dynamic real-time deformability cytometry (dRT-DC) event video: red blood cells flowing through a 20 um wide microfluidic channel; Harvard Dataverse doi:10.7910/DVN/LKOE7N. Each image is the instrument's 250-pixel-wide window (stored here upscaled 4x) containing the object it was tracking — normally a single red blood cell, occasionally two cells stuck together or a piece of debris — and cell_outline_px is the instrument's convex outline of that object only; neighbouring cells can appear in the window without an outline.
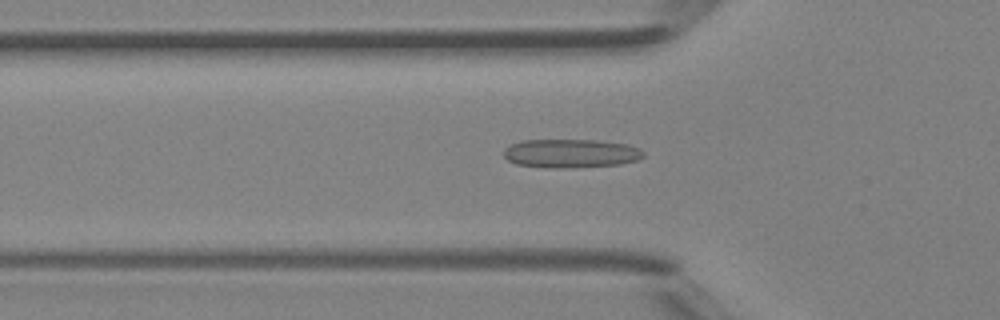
{"species": "Egyptian fruit bat (a non-hibernating species)", "species_latin": "Rousettus aegyptiacus", "temperature_condition": "room temperature", "stored_images_in_passage": 34, "camera_frame_rate_fps": 3000, "um_per_image_px": 0.085, "animal": {"sex": "female"}, "frame": {"image": 1, "passage_image": 13, "time_ms": 4.0, "image_size_px": [1000, 320], "cell_outline_px": [[644, 156], [636, 160], [620, 164], [572, 168], [548, 168], [516, 164], [508, 160], [504, 156], [504, 148], [508, 144], [524, 140], [596, 140], [628, 144], [640, 148], [644, 152]], "centroid_in_image_um": [48.5, 13.04], "position_along_channel_um": 77.3, "area_um2": 23.58}}
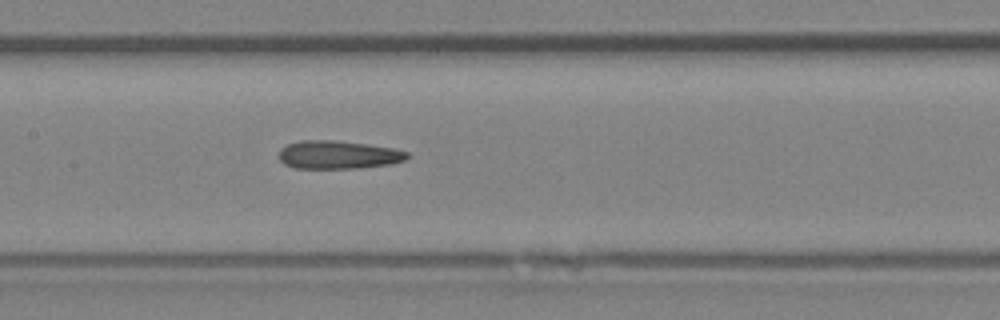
{"frame": {"image": 2, "passage_image": 20, "time_ms": 6.333, "image_size_px": [1000, 320], "cell_outline_px": [[408, 156], [404, 160], [392, 164], [356, 168], [296, 168], [284, 164], [280, 160], [280, 148], [288, 144], [300, 140], [332, 140], [396, 148], [408, 152]], "centroid_in_image_um": [28.75, 13.15], "position_along_channel_um": 178.7, "area_um2": 20.98}}
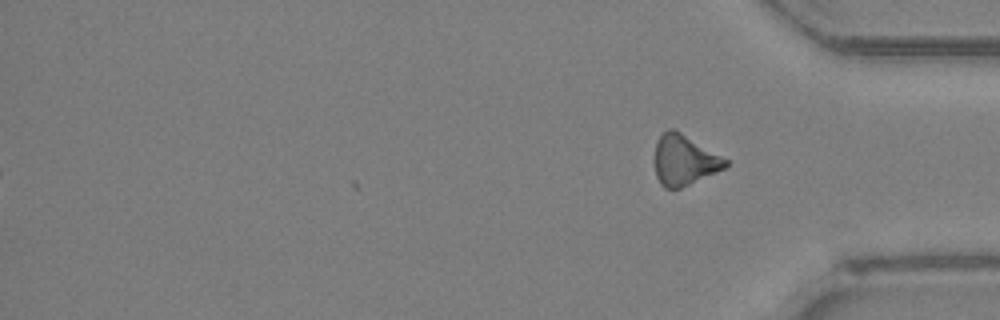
{"frame": {"image": 3, "passage_image": 34, "time_ms": 11.0, "image_size_px": [1000, 320], "cell_outline_px": [[728, 164], [724, 168], [716, 172], [680, 188], [664, 188], [660, 184], [656, 176], [652, 160], [656, 140], [668, 128], [672, 128], [680, 132], [728, 160]], "centroid_in_image_um": [58.08, 13.61], "position_along_channel_um": 377.1, "area_um2": 20.81}, "authors_computed_cell_mechanics": {"area_um2": 21.8484, "velocity_mm_per_s": 4.3481, "shape_relaxation_time_tau1_ms": null, "shape_relaxation_time_tau2_ms": 5.889, "deformation_change_tau1": null, "deformation_change_tau2": 0.1832}}